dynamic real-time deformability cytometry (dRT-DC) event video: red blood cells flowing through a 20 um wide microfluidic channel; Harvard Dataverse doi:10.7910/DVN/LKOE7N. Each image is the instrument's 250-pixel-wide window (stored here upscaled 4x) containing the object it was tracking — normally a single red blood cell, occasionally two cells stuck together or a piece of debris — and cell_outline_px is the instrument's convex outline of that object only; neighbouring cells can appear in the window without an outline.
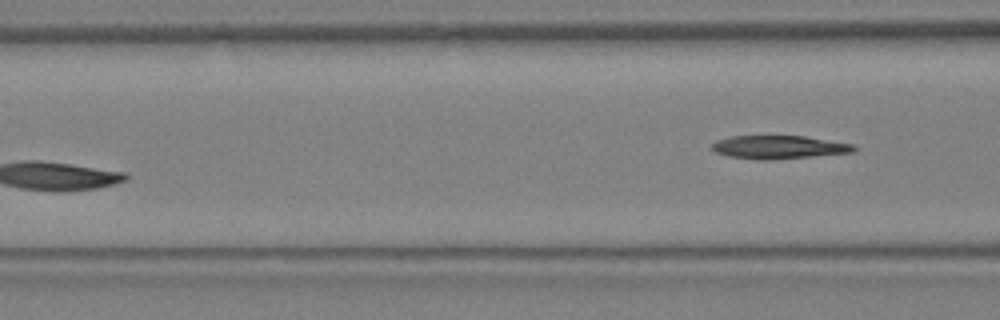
{"species": "Egyptian fruit bat (a non-hibernating species)", "species_latin": "Rousettus aegyptiacus", "temperature_condition": "warm", "stored_images_in_passage": 10, "segment_of_instrument_passage": [2, 2], "camera_frame_rate_fps": 3000, "um_per_image_px": 0.085, "animal": {"sex": "female"}, "frame": {"image": 1, "passage_image": 10, "time_ms": 3.0, "image_size_px": [1000, 320], "cell_outline_px": [[860, 148], [852, 152], [812, 156], [764, 160], [760, 160], [728, 156], [716, 152], [712, 148], [712, 144], [716, 140], [732, 136], [804, 136], [852, 144]], "centroid_in_image_um": [66.2, 12.5], "position_along_channel_um": 100.4, "area_um2": 19.02}}